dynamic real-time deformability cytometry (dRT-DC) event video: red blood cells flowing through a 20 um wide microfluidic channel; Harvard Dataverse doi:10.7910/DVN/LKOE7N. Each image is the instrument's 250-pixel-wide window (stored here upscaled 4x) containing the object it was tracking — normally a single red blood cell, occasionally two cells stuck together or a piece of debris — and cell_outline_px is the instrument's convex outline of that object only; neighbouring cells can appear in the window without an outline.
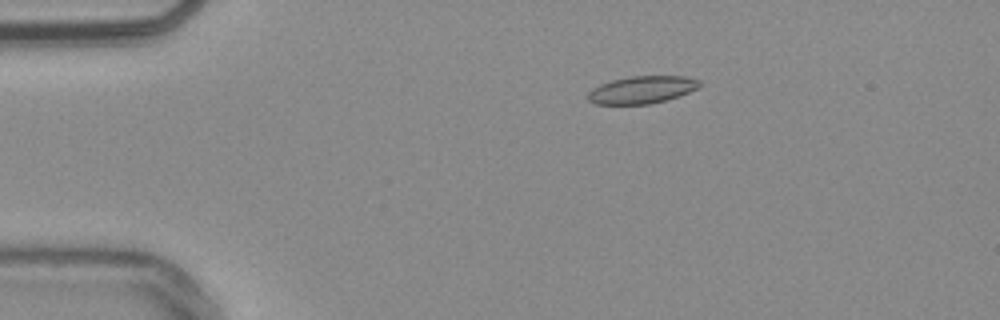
{"species": "common noctule bat (a hibernating species)", "species_latin": "Nyctalus noctula", "temperature_condition": "warm", "stored_images_in_passage": 54, "camera_frame_rate_fps": 3000, "um_per_image_px": 0.085, "animal": {"sex": "male", "body_mass_g": 20.4}, "frame": {"image": 1, "passage_image": 11, "time_ms": 3.333, "image_size_px": [1000, 320], "cell_outline_px": [[700, 88], [668, 100], [648, 104], [596, 104], [588, 100], [588, 92], [592, 88], [600, 84], [612, 80], [632, 76], [688, 76], [700, 80]], "centroid_in_image_um": [54.6, 7.63], "position_along_channel_um": 30.4, "area_um2": 17.98}}
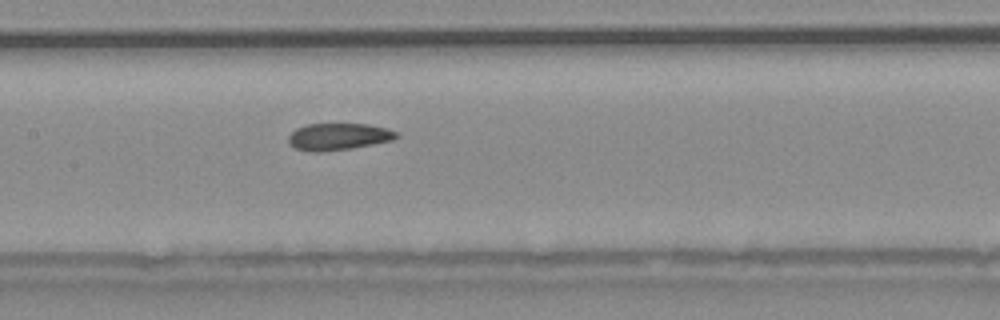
{"frame": {"image": 2, "passage_image": 27, "time_ms": 8.667, "image_size_px": [1000, 320], "cell_outline_px": [[400, 136], [392, 140], [352, 148], [320, 152], [308, 152], [296, 148], [288, 140], [288, 136], [296, 128], [308, 124], [368, 124], [388, 128], [396, 132]], "centroid_in_image_um": [28.77, 11.61], "position_along_channel_um": 178.6, "area_um2": 16.88}}
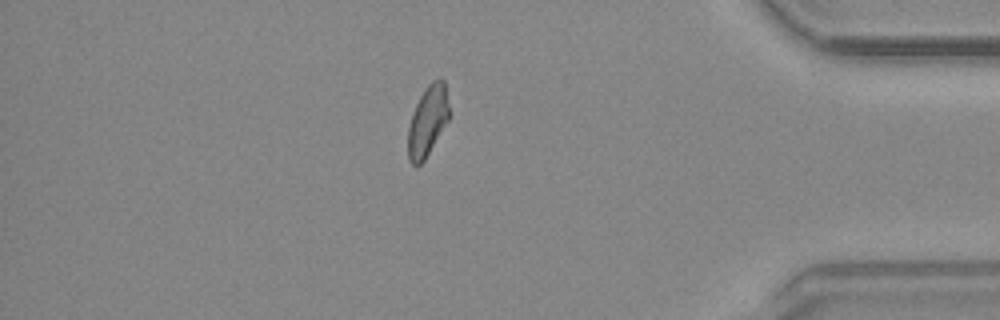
{"frame": {"image": 3, "passage_image": 47, "time_ms": 15.333, "image_size_px": [1000, 320], "cell_outline_px": [[448, 120], [424, 160], [420, 164], [412, 164], [408, 160], [408, 128], [416, 104], [420, 96], [428, 84], [432, 80], [440, 76], [444, 80], [448, 104]], "centroid_in_image_um": [36.34, 10.25], "position_along_channel_um": 398.9, "area_um2": 16.53}, "authors_computed_cell_mechanics": {"area_um2": 17.3689, "velocity_mm_per_s": 3.7967, "shape_relaxation_time_tau1_ms": null, "shape_relaxation_time_tau2_ms": 3.5076, "deformation_change_tau1": null, "deformation_change_tau2": 0.086}}